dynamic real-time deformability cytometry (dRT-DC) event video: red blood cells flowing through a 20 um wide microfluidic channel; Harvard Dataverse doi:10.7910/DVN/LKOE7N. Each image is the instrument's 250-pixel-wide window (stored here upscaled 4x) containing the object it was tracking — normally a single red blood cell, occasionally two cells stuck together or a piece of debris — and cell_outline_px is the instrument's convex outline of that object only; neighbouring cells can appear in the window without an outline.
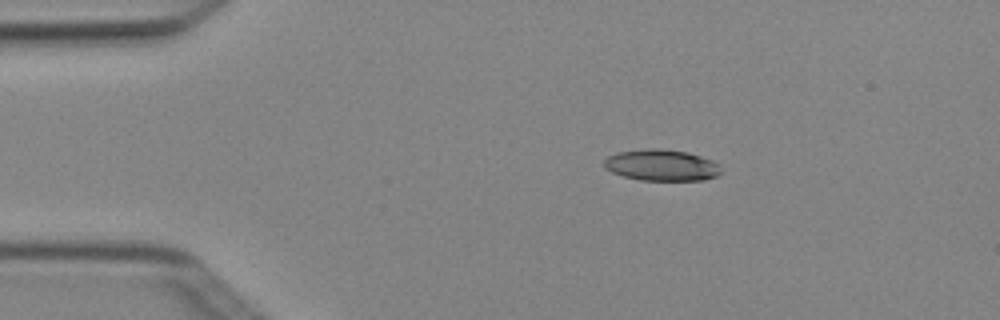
{"species": "Egyptian fruit bat (a non-hibernating species)", "species_latin": "Rousettus aegyptiacus", "temperature_condition": "cold", "stored_images_in_passage": 4, "camera_frame_rate_fps": 3000, "um_per_image_px": 0.085, "animal": {"sex": "female"}, "frame": {"image": 1, "passage_image": 1, "time_ms": 0.0, "image_size_px": [1000, 320], "cell_outline_px": [[720, 172], [716, 176], [704, 180], [640, 180], [624, 176], [612, 172], [604, 168], [604, 160], [608, 156], [616, 152], [648, 148], [656, 148], [688, 152], [712, 160], [720, 164]], "centroid_in_image_um": [56.22, 14.03], "position_along_channel_um": 28.8, "area_um2": 21.39}}
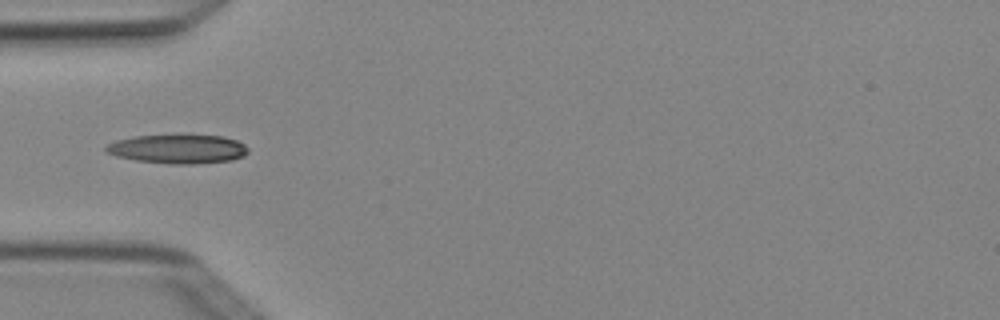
{"frame": {"image": 2, "passage_image": 3, "time_ms": 0.667, "image_size_px": [1000, 320], "cell_outline_px": [[248, 152], [244, 156], [232, 160], [196, 164], [172, 164], [136, 160], [116, 156], [108, 152], [104, 148], [108, 144], [116, 140], [136, 136], [176, 132], [180, 132], [224, 136], [236, 140], [244, 144], [248, 148]], "centroid_in_image_um": [15.16, 12.61], "position_along_channel_um": 69.8, "area_um2": 25.03}}
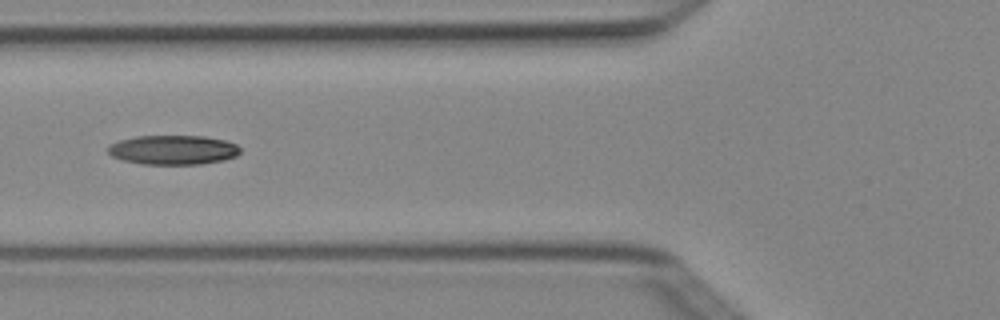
{"frame": {"image": 3, "passage_image": 4, "time_ms": 1.0, "image_size_px": [1000, 320], "cell_outline_px": [[240, 152], [236, 156], [224, 160], [200, 164], [144, 164], [124, 160], [112, 156], [108, 152], [108, 144], [120, 140], [136, 136], [204, 136], [224, 140], [236, 144], [240, 148]], "centroid_in_image_um": [14.72, 12.73], "position_along_channel_um": 111.1, "area_um2": 22.6}}